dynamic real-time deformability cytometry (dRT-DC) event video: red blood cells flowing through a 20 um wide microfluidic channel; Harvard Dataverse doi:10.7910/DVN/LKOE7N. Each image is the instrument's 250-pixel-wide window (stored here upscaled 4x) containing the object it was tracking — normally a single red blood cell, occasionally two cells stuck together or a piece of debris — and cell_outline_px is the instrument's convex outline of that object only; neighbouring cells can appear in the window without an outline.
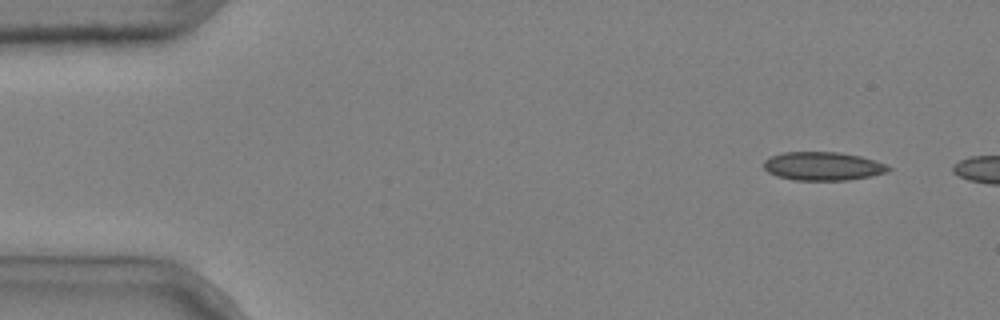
{"species": "common noctule bat (a hibernating species)", "species_latin": "Nyctalus noctula", "temperature_condition": "cold", "stored_images_in_passage": 4, "camera_frame_rate_fps": 3000, "um_per_image_px": 0.085, "animal": {"sex": "male", "body_mass_g": 20.4}, "frame": {"image": 1, "passage_image": 1, "time_ms": 0.0, "image_size_px": [1000, 320], "cell_outline_px": [[892, 168], [888, 172], [872, 176], [848, 180], [796, 180], [776, 176], [768, 172], [764, 168], [764, 160], [772, 156], [784, 152], [840, 152], [860, 156], [876, 160]], "centroid_in_image_um": [69.97, 14.12], "position_along_channel_um": 15.0, "area_um2": 20.75}}